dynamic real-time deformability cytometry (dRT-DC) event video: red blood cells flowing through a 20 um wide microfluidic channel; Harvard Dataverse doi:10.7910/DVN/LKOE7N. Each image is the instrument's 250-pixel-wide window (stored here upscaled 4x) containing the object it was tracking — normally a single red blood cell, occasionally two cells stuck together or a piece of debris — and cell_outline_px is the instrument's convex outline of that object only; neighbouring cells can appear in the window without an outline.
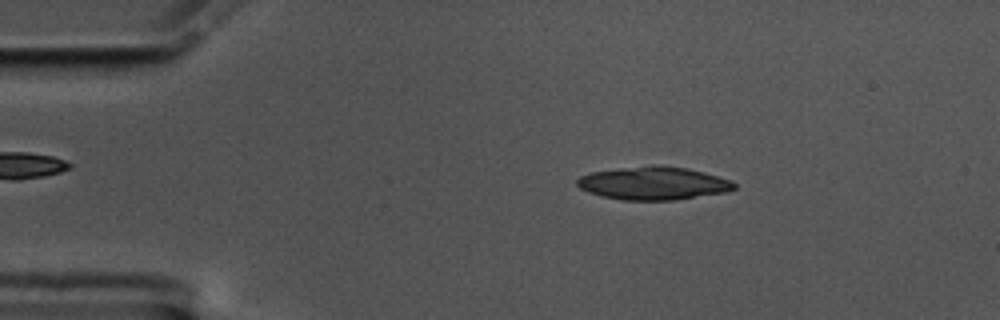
{"species": "common noctule bat (a hibernating species)", "species_latin": "Nyctalus noctula", "temperature_condition": "cold", "stored_images_in_passage": 55, "camera_frame_rate_fps": 3000, "um_per_image_px": 0.085, "animal": {"sex": "male", "body_mass_g": 17.5, "forearm_length_mm": 52.3}, "frame": {"image": 1, "passage_image": 9, "time_ms": 2.667, "image_size_px": [1000, 320], "cell_outline_px": [[736, 188], [724, 192], [676, 200], [624, 200], [600, 196], [588, 192], [580, 188], [576, 184], [576, 180], [580, 176], [592, 172], [620, 168], [656, 164], [688, 168], [704, 172], [732, 180], [736, 184]], "centroid_in_image_um": [55.54, 15.57], "position_along_channel_um": 29.5, "area_um2": 30.4}}